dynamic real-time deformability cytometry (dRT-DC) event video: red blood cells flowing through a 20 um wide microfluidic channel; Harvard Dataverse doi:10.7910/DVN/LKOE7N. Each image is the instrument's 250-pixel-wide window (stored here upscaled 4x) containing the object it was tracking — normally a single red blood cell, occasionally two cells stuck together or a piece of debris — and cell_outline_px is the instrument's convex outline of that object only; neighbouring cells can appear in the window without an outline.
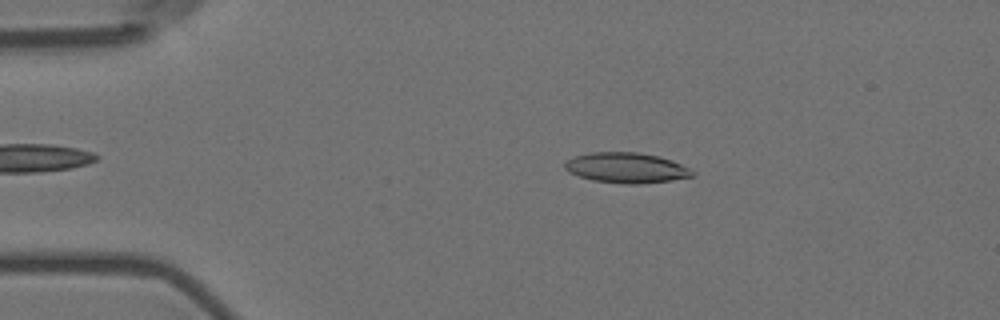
{"species": "Egyptian fruit bat (a non-hibernating species)", "species_latin": "Rousettus aegyptiacus", "temperature_condition": "room temperature", "stored_images_in_passage": 14, "camera_frame_rate_fps": 3000, "um_per_image_px": 0.085, "animal": {"sex": "female"}, "frame": {"image": 1, "passage_image": 2, "time_ms": 0.333, "image_size_px": [1000, 320], "cell_outline_px": [[696, 176], [672, 180], [636, 184], [624, 184], [592, 180], [568, 172], [564, 168], [564, 164], [572, 156], [592, 152], [640, 152], [672, 160], [696, 172]], "centroid_in_image_um": [53.24, 14.26], "position_along_channel_um": 31.8, "area_um2": 22.6}}
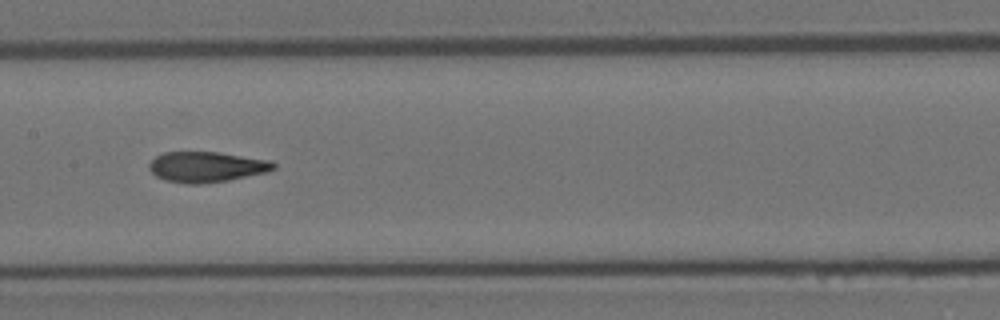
{"frame": {"image": 2, "passage_image": 7, "time_ms": 2.0, "image_size_px": [1000, 320], "cell_outline_px": [[276, 168], [268, 172], [228, 180], [200, 184], [188, 184], [164, 180], [156, 176], [148, 168], [148, 164], [156, 156], [164, 152], [220, 152], [268, 160], [276, 164]], "centroid_in_image_um": [17.54, 14.19], "position_along_channel_um": 189.9, "area_um2": 22.14}}
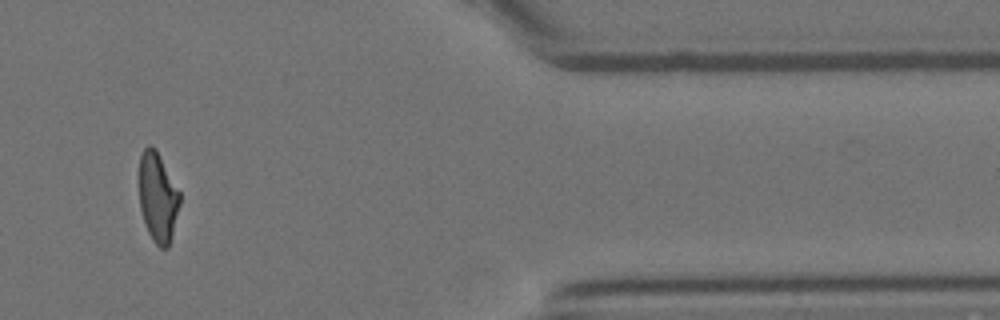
{"frame": {"image": 3, "passage_image": 12, "time_ms": 3.667, "image_size_px": [1000, 320], "cell_outline_px": [[180, 204], [172, 236], [168, 248], [160, 248], [152, 240], [148, 232], [140, 208], [140, 156], [144, 148], [148, 144], [152, 144], [156, 148], [180, 192]], "centroid_in_image_um": [13.43, 16.76], "position_along_channel_um": 398.0, "area_um2": 21.21}}